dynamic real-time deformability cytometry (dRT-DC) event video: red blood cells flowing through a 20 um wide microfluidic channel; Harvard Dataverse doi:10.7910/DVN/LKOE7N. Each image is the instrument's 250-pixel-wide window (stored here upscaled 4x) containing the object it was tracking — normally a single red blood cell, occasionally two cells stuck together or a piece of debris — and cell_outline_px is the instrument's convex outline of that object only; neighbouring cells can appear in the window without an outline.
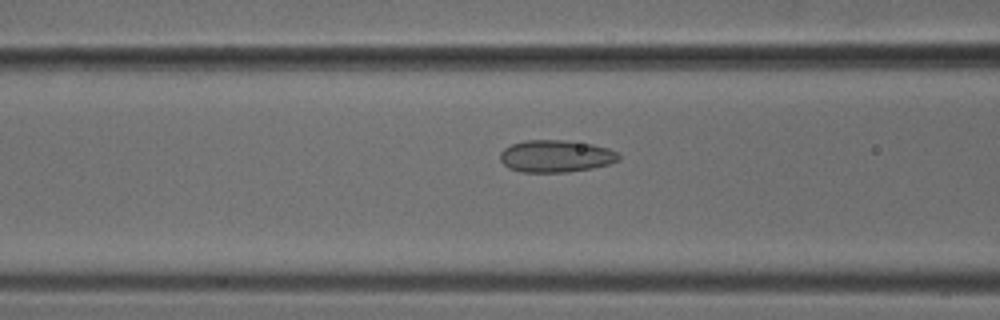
{"species": "common noctule bat (a hibernating species)", "species_latin": "Nyctalus noctula", "temperature_condition": "cold", "stored_images_in_passage": 50, "camera_frame_rate_fps": 3000, "um_per_image_px": 0.085, "animal": {"sex": "male", "body_mass_g": 18.8}, "frame": {"image": 1, "passage_image": 20, "time_ms": 6.333, "image_size_px": [1000, 320], "cell_outline_px": [[620, 160], [608, 164], [592, 168], [568, 172], [520, 172], [508, 168], [500, 160], [500, 152], [504, 148], [512, 144], [524, 140], [564, 140], [592, 144], [608, 148], [616, 152], [620, 156]], "centroid_in_image_um": [47.23, 13.27], "position_along_channel_um": 119.4, "area_um2": 22.31}}
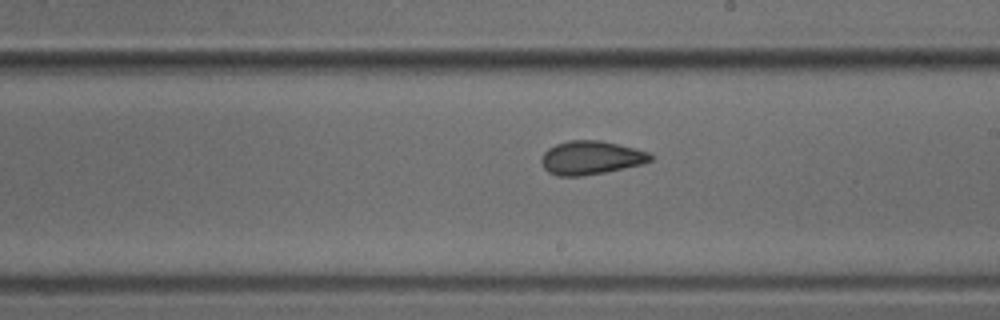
{"frame": {"image": 2, "passage_image": 29, "time_ms": 9.333, "image_size_px": [1000, 320], "cell_outline_px": [[652, 160], [640, 164], [624, 168], [584, 176], [556, 176], [548, 172], [544, 168], [540, 160], [544, 152], [548, 148], [556, 144], [568, 140], [600, 140], [636, 148], [648, 152], [652, 156]], "centroid_in_image_um": [50.19, 13.4], "position_along_channel_um": 238.8, "area_um2": 21.39}}
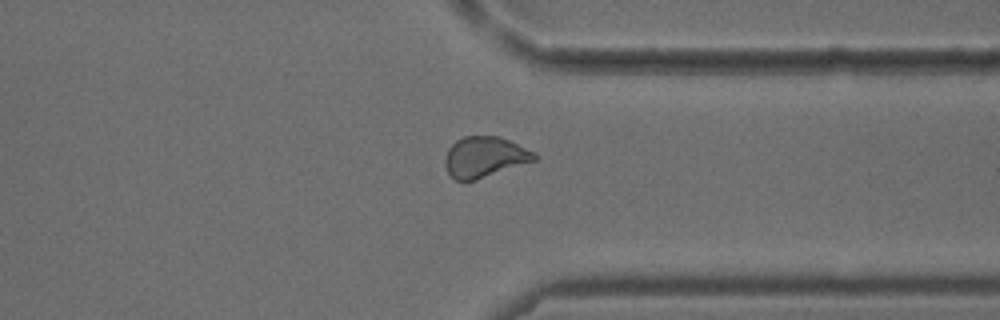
{"frame": {"image": 3, "passage_image": 39, "time_ms": 12.667, "image_size_px": [1000, 320], "cell_outline_px": [[536, 160], [476, 180], [456, 180], [448, 172], [444, 164], [444, 160], [448, 148], [456, 140], [464, 136], [496, 136], [508, 140], [536, 152]], "centroid_in_image_um": [41.18, 13.34], "position_along_channel_um": 370.2, "area_um2": 21.04}}